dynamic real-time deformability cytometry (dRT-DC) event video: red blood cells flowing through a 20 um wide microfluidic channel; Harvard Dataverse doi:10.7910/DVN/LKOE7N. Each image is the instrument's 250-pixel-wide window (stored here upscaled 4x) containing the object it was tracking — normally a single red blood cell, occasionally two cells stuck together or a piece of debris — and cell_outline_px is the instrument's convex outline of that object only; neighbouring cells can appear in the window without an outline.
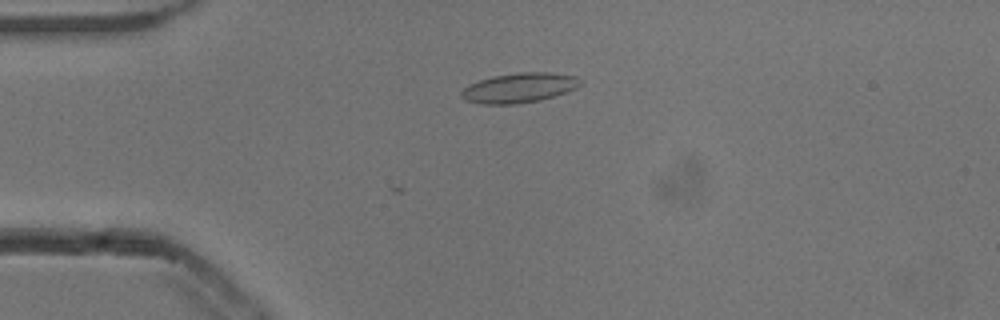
{"species": "common noctule bat (a hibernating species)", "species_latin": "Nyctalus noctula", "temperature_condition": "cold", "stored_images_in_passage": 2, "camera_frame_rate_fps": 3000, "um_per_image_px": 0.085, "animal": {"sex": "male", "body_mass_g": 13.3}, "frame": {"image": 1, "passage_image": 2, "time_ms": 0.333, "image_size_px": [1000, 320], "cell_outline_px": [[584, 80], [576, 88], [540, 100], [516, 104], [480, 104], [464, 100], [460, 96], [460, 92], [468, 84], [492, 76], [516, 72], [548, 72], [576, 76]], "centroid_in_image_um": [44.1, 7.46], "position_along_channel_um": 40.9, "area_um2": 20.75}}